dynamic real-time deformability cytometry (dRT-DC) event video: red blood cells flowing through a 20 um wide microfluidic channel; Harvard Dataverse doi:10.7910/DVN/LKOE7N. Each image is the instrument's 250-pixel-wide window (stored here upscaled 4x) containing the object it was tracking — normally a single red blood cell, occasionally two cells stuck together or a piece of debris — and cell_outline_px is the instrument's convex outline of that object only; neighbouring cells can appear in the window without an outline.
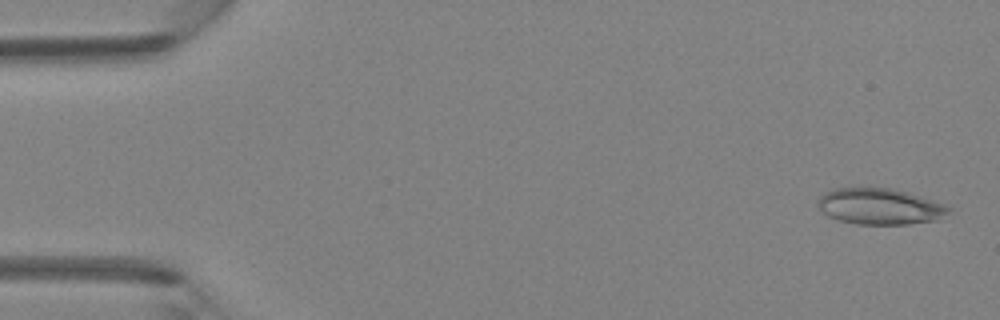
{"species": "Egyptian fruit bat (a non-hibernating species)", "species_latin": "Rousettus aegyptiacus", "temperature_condition": "room temperature", "stored_images_in_passage": 4, "camera_frame_rate_fps": 3000, "um_per_image_px": 0.085, "animal": {"sex": "female"}, "frame": {"image": 1, "passage_image": 1, "time_ms": 0.0, "image_size_px": [1000, 320], "cell_outline_px": [[952, 208], [940, 220], [908, 224], [856, 224], [840, 220], [828, 216], [816, 204], [820, 196], [824, 192], [836, 188], [860, 184], [892, 188], [908, 192], [944, 204]], "centroid_in_image_um": [74.76, 17.5], "position_along_channel_um": 10.2, "area_um2": 28.32}}
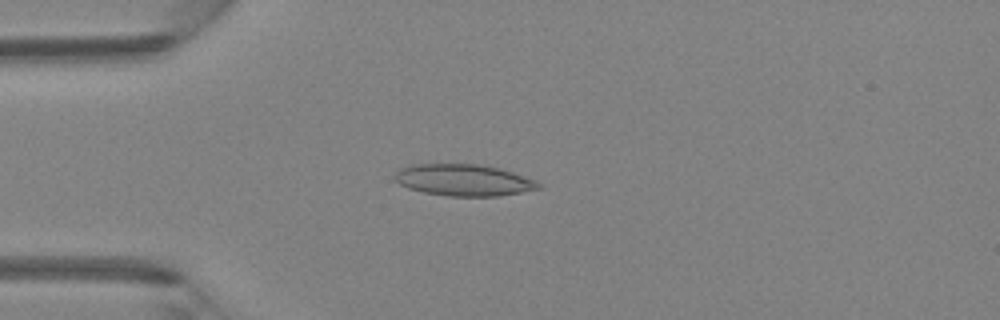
{"frame": {"image": 2, "passage_image": 4, "time_ms": 1.0, "image_size_px": [1000, 320], "cell_outline_px": [[544, 188], [500, 196], [448, 196], [424, 192], [408, 188], [400, 184], [392, 176], [400, 168], [416, 164], [480, 164], [512, 172], [536, 180]], "centroid_in_image_um": [39.43, 15.31], "position_along_channel_um": 45.6, "area_um2": 26.47}}